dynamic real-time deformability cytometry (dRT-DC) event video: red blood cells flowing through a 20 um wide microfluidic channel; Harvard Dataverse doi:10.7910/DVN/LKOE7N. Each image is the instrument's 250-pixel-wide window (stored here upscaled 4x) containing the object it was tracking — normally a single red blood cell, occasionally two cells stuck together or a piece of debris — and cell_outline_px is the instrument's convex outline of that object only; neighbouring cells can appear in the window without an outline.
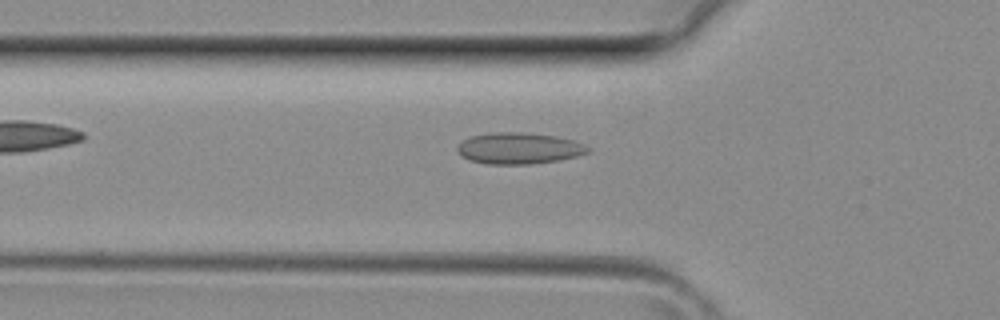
{"species": "common noctule bat (a hibernating species)", "species_latin": "Nyctalus noctula", "temperature_condition": "room temperature", "stored_images_in_passage": 25, "camera_frame_rate_fps": 3000, "um_per_image_px": 0.085, "animal": {"sex": "female", "body_mass_g": 29.2, "forearm_length_mm": 56.3}, "frame": {"image": 1, "passage_image": 2, "time_ms": 0.333, "image_size_px": [1000, 320], "cell_outline_px": [[592, 148], [588, 152], [576, 156], [560, 160], [532, 164], [488, 164], [468, 160], [460, 156], [456, 148], [464, 140], [472, 136], [488, 132], [524, 132], [556, 136], [572, 140], [584, 144]], "centroid_in_image_um": [44.1, 12.6], "position_along_channel_um": 81.7, "area_um2": 23.99}}
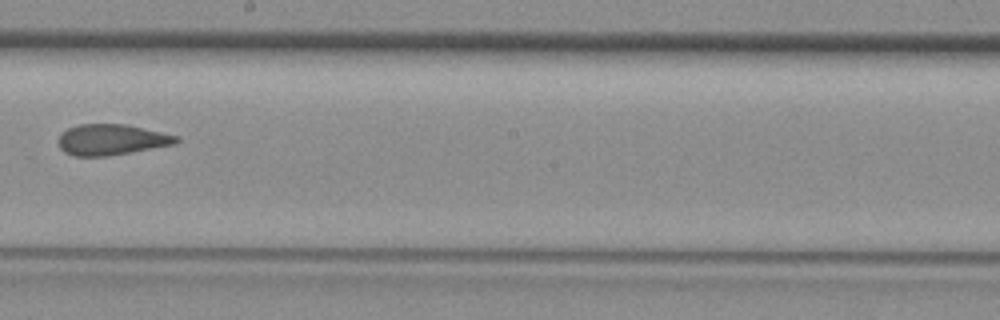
{"frame": {"image": 2, "passage_image": 11, "time_ms": 3.333, "image_size_px": [1000, 320], "cell_outline_px": [[180, 140], [172, 144], [152, 148], [108, 156], [72, 156], [64, 152], [60, 148], [60, 132], [68, 128], [80, 124], [124, 124], [180, 136]], "centroid_in_image_um": [9.45, 11.87], "position_along_channel_um": 238.8, "area_um2": 20.98}}
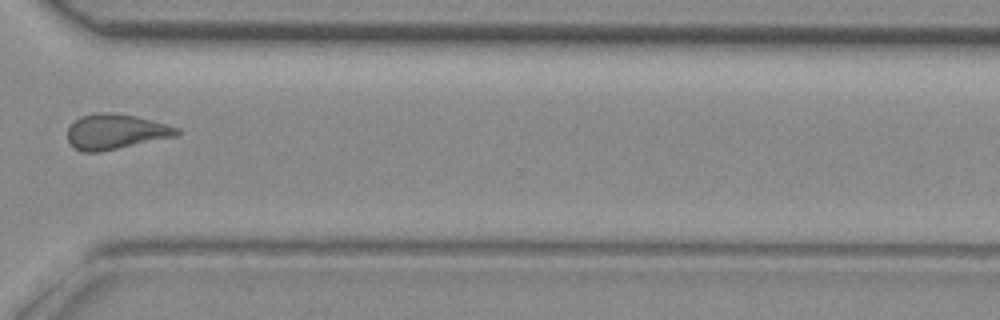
{"frame": {"image": 3, "passage_image": 18, "time_ms": 5.667, "image_size_px": [1000, 320], "cell_outline_px": [[180, 132], [176, 136], [96, 152], [84, 152], [76, 148], [68, 140], [68, 128], [80, 116], [96, 112], [108, 112], [136, 116], [152, 120], [180, 128]], "centroid_in_image_um": [9.83, 11.17], "position_along_channel_um": 360.8, "area_um2": 22.02}}